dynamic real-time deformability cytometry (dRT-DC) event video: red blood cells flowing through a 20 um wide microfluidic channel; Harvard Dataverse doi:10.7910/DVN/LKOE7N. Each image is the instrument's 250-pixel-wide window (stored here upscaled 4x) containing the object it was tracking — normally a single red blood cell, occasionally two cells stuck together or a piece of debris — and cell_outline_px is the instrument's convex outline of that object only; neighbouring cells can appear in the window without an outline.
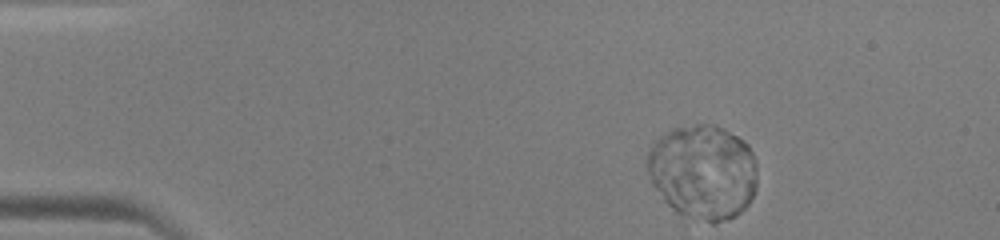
{"species": "human", "species_latin": "Homo sapiens", "temperature_condition": "warm", "stored_images_in_passage": 45, "camera_frame_rate_fps": 3000, "um_per_image_px": 0.085, "donor": {"sex": "male"}, "frame": {"image": 1, "passage_image": 1, "time_ms": 0.0, "image_size_px": [1000, 240], "cell_outline_px": [[756, 188], [752, 200], [736, 216], [716, 224], [712, 224], [680, 216], [664, 200], [652, 184], [648, 172], [648, 152], [652, 144], [660, 136], [672, 128], [696, 124], [708, 124], [724, 128], [748, 144], [756, 160]], "centroid_in_image_um": [59.77, 14.64], "position_along_channel_um": 25.2, "area_um2": 61.27}}
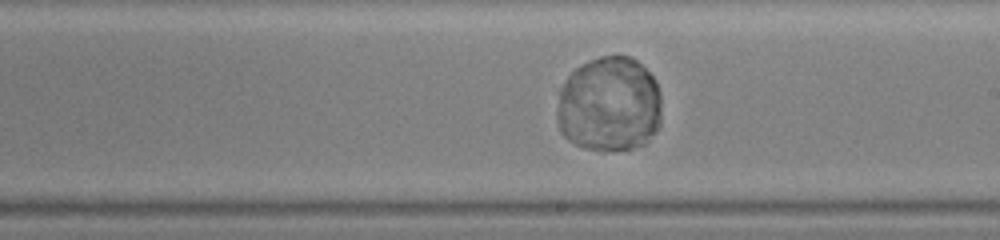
{"frame": {"image": 2, "passage_image": 24, "time_ms": 7.667, "image_size_px": [1000, 240], "cell_outline_px": [[660, 124], [648, 140], [644, 144], [632, 148], [584, 148], [568, 140], [560, 132], [556, 112], [560, 92], [568, 76], [576, 68], [600, 56], [628, 56], [636, 60], [656, 80], [660, 96]], "centroid_in_image_um": [51.79, 8.86], "position_along_channel_um": 237.2, "area_um2": 57.51}}
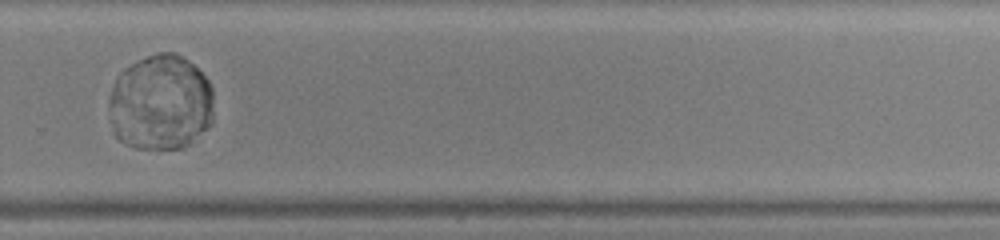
{"frame": {"image": 3, "passage_image": 30, "time_ms": 9.667, "image_size_px": [1000, 240], "cell_outline_px": [[212, 124], [208, 128], [188, 144], [180, 148], [136, 148], [120, 140], [116, 136], [108, 108], [108, 100], [112, 88], [120, 72], [124, 68], [148, 56], [160, 52], [176, 52], [184, 56], [208, 80], [212, 88]], "centroid_in_image_um": [13.66, 8.71], "position_along_channel_um": 316.1, "area_um2": 58.32}}